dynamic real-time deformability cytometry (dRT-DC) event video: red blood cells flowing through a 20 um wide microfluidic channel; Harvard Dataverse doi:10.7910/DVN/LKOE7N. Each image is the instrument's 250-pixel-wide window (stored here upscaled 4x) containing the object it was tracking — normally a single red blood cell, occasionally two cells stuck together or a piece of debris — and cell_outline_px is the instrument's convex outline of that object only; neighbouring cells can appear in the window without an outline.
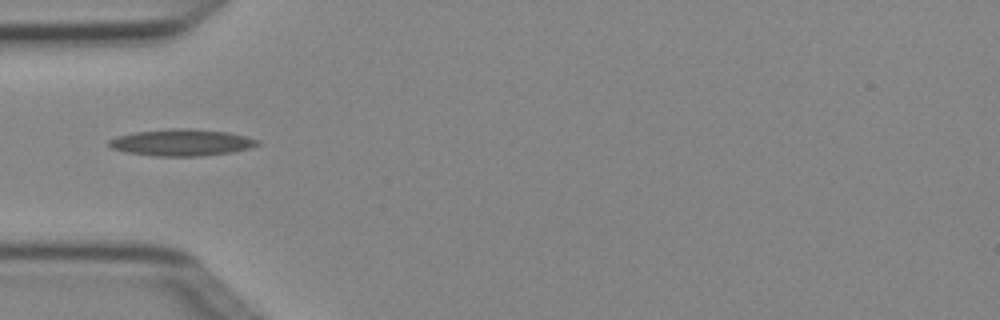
{"species": "Egyptian fruit bat (a non-hibernating species)", "species_latin": "Rousettus aegyptiacus", "temperature_condition": "cold", "stored_images_in_passage": 3, "camera_frame_rate_fps": 3000, "um_per_image_px": 0.085, "animal": {"sex": "female"}, "frame": {"image": 1, "passage_image": 3, "time_ms": 0.667, "image_size_px": [1000, 320], "cell_outline_px": [[260, 144], [248, 148], [232, 152], [196, 156], [152, 156], [124, 152], [112, 148], [108, 144], [108, 140], [116, 136], [136, 132], [172, 128], [188, 128], [228, 132], [260, 140]], "centroid_in_image_um": [15.4, 12.11], "position_along_channel_um": 69.6, "area_um2": 23.06}}